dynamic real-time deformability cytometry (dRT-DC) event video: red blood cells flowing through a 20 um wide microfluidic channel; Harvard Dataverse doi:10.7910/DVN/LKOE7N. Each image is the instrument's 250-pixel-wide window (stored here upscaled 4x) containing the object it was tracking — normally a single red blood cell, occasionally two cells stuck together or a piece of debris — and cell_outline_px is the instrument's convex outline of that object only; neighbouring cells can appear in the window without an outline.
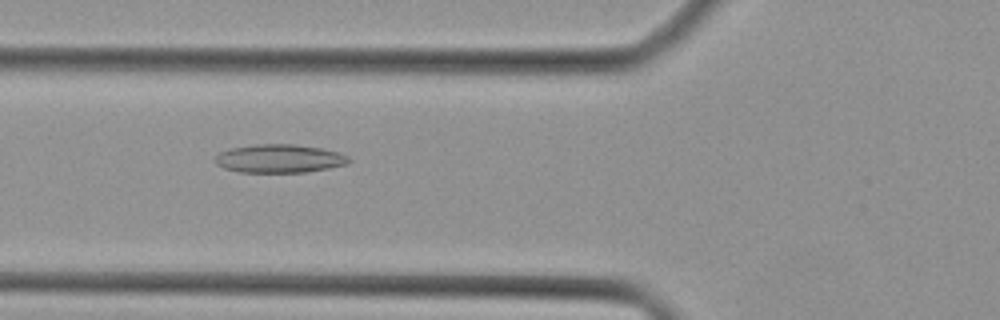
{"species": "Egyptian fruit bat (a non-hibernating species)", "species_latin": "Rousettus aegyptiacus", "temperature_condition": "cold", "stored_images_in_passage": 43, "camera_frame_rate_fps": 3000, "um_per_image_px": 0.085, "animal": {"sex": "female"}, "frame": {"image": 1, "passage_image": 16, "time_ms": 5.0, "image_size_px": [1000, 320], "cell_outline_px": [[352, 160], [348, 164], [308, 172], [240, 172], [224, 168], [216, 164], [212, 160], [220, 152], [232, 148], [256, 144], [292, 144], [320, 148], [340, 152], [348, 156]], "centroid_in_image_um": [23.76, 13.48], "position_along_channel_um": 102.0, "area_um2": 22.2}}
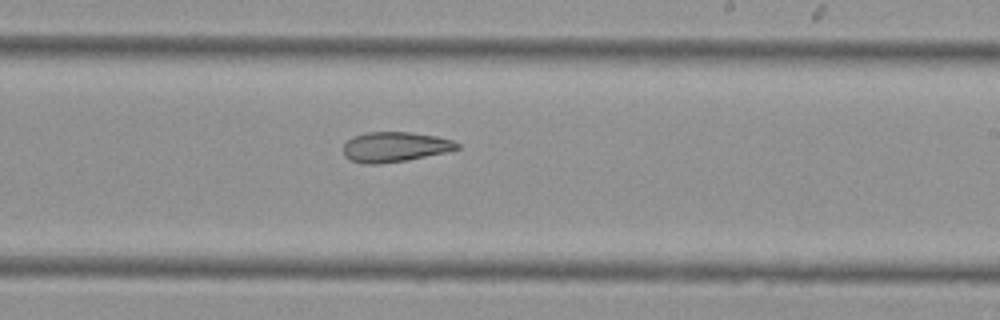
{"frame": {"image": 2, "passage_image": 26, "time_ms": 8.333, "image_size_px": [1000, 320], "cell_outline_px": [[460, 148], [444, 152], [408, 160], [380, 164], [364, 164], [352, 160], [344, 156], [344, 144], [352, 136], [364, 132], [412, 132], [436, 136], [452, 140], [460, 144]], "centroid_in_image_um": [33.55, 12.48], "position_along_channel_um": 255.5, "area_um2": 19.94}}
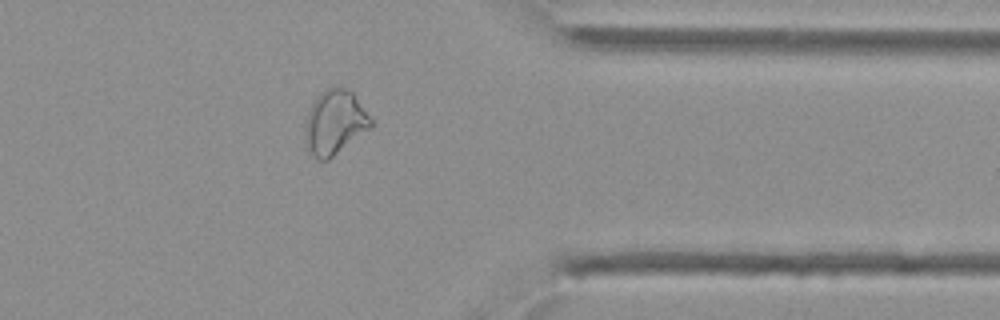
{"frame": {"image": 3, "passage_image": 35, "time_ms": 11.333, "image_size_px": [1000, 320], "cell_outline_px": [[372, 128], [328, 160], [316, 160], [312, 156], [308, 148], [304, 136], [304, 132], [308, 112], [316, 96], [328, 88], [336, 84], [348, 88], [352, 92], [372, 120]], "centroid_in_image_um": [28.45, 10.4], "position_along_channel_um": 382.9, "area_um2": 24.85}}